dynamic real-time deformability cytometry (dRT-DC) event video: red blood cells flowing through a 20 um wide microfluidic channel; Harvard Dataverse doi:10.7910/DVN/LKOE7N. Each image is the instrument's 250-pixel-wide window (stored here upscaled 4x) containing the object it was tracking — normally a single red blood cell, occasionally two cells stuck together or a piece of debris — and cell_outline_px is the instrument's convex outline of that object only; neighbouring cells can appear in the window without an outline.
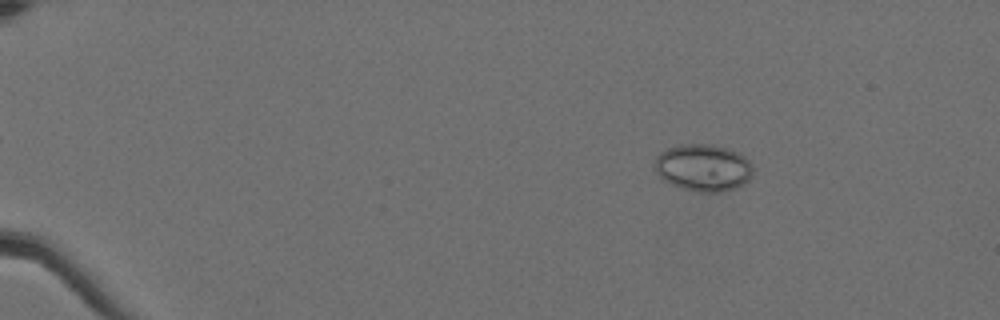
{"species": "Egyptian fruit bat (a non-hibernating species)", "species_latin": "Rousettus aegyptiacus", "temperature_condition": "cold", "stored_images_in_passage": 59, "camera_frame_rate_fps": 3000, "um_per_image_px": 0.085, "animal": {"sex": "female"}, "frame": {"image": 1, "passage_image": 10, "time_ms": 3.0, "image_size_px": [1000, 320], "cell_outline_px": [[752, 176], [744, 184], [736, 188], [720, 192], [696, 192], [680, 188], [664, 180], [656, 172], [656, 156], [660, 152], [668, 148], [680, 144], [712, 144], [736, 152], [744, 156], [748, 160], [752, 168]], "centroid_in_image_um": [59.77, 14.26], "position_along_channel_um": 25.2, "area_um2": 26.88}}
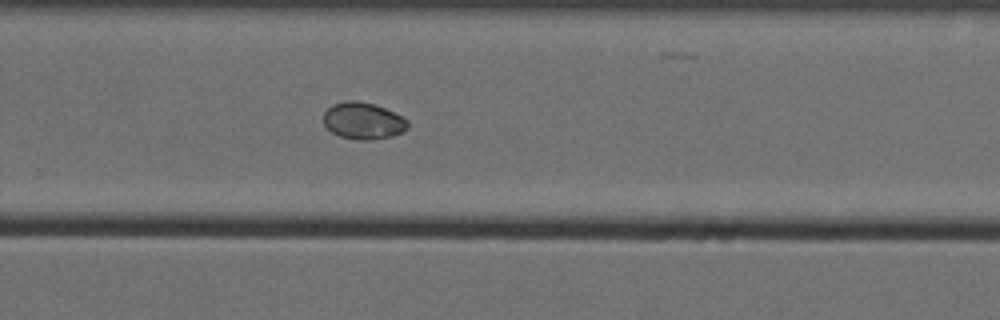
{"frame": {"image": 2, "passage_image": 42, "time_ms": 13.667, "image_size_px": [1000, 320], "cell_outline_px": [[408, 128], [404, 132], [392, 136], [372, 140], [356, 140], [340, 136], [332, 132], [324, 124], [324, 112], [332, 104], [348, 100], [356, 100], [376, 104], [408, 120]], "centroid_in_image_um": [30.87, 10.27], "position_along_channel_um": 298.9, "area_um2": 18.15}}
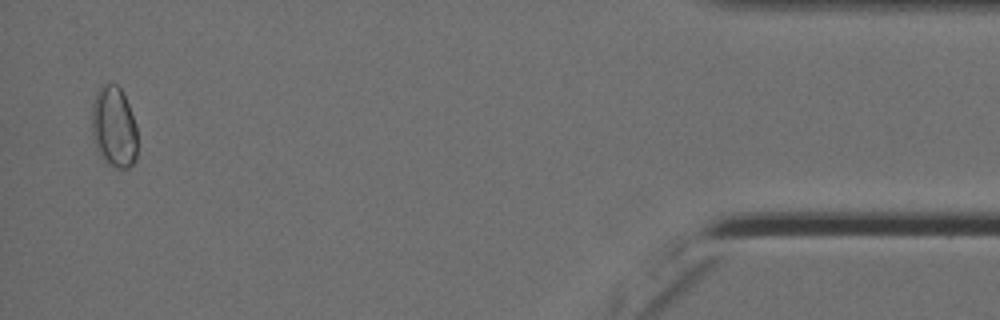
{"frame": {"image": 3, "passage_image": 58, "time_ms": 19.0, "image_size_px": [1000, 320], "cell_outline_px": [[136, 160], [128, 168], [116, 168], [104, 164], [96, 148], [92, 132], [92, 104], [96, 92], [104, 84], [116, 84], [124, 92], [136, 124]], "centroid_in_image_um": [9.68, 10.82], "position_along_channel_um": 425.5, "area_um2": 21.85}}